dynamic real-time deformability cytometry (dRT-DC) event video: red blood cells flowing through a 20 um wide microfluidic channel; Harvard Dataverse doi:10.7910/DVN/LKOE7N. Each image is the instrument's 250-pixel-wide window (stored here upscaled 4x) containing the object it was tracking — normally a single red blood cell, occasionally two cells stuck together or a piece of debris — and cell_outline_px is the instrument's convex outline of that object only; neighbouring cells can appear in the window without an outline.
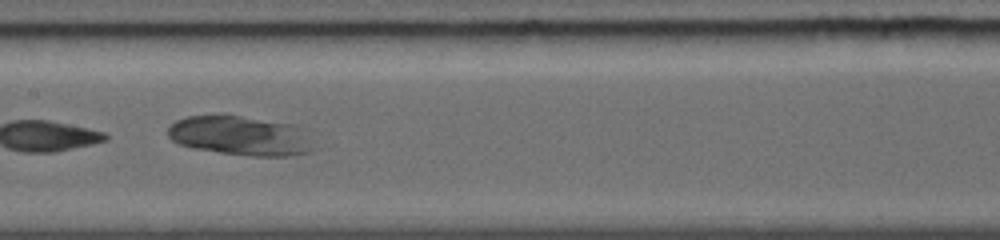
{"species": "common noctule bat (a hibernating species)", "species_latin": "Nyctalus noctula", "temperature_condition": "warm", "stored_images_in_passage": 10, "camera_frame_rate_fps": 5000, "um_per_image_px": 0.085, "animal": {"sex": "female", "body_mass_g": 19.0, "forearm_length_mm": 56.7}, "frame": {"image": 1, "passage_image": 6, "time_ms": 3.6, "image_size_px": [1000, 240], "cell_outline_px": [[312, 152], [296, 156], [252, 156], [220, 152], [192, 148], [180, 144], [172, 140], [168, 136], [168, 128], [176, 120], [188, 116], [216, 112], [224, 112], [292, 124], [312, 148]], "centroid_in_image_um": [20.29, 11.5], "position_along_channel_um": 187.1, "area_um2": 33.64}}